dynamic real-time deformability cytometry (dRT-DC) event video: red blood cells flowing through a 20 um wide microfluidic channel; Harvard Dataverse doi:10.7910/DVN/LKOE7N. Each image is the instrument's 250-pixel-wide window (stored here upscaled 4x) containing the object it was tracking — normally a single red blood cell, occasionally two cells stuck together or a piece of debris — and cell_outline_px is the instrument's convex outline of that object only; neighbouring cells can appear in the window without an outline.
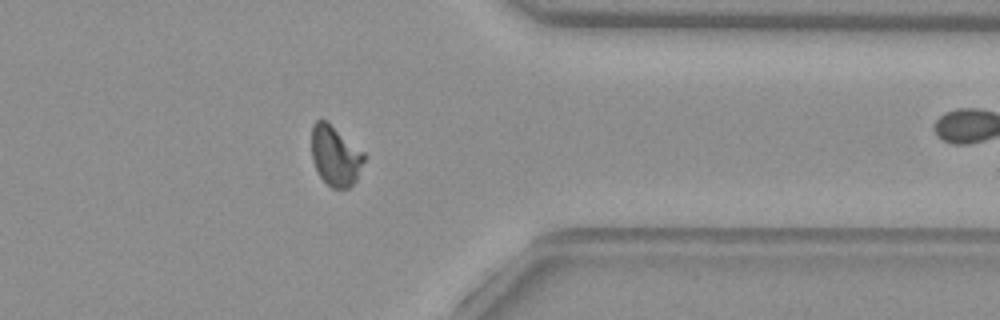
{"species": "common noctule bat (a hibernating species)", "species_latin": "Nyctalus noctula", "temperature_condition": "warm", "stored_images_in_passage": 40, "camera_frame_rate_fps": 3000, "um_per_image_px": 0.085, "animal": {"sex": "female", "body_mass_g": 29.2, "forearm_length_mm": 56.3}, "frame": {"image": 1, "passage_image": 29, "time_ms": 9.333, "image_size_px": [1000, 320], "cell_outline_px": [[364, 160], [356, 180], [348, 188], [332, 188], [320, 176], [312, 160], [312, 124], [316, 120], [324, 120], [364, 152]], "centroid_in_image_um": [28.49, 13.25], "position_along_channel_um": 382.9, "area_um2": 17.92}, "authors_computed_cell_mechanics": {"area_um2": 19.1029, "velocity_mm_per_s": 4.0001, "shape_relaxation_time_tau1_ms": 8.6033, "shape_relaxation_time_tau2_ms": 0.6847, "deformation_change_tau1": 0.1806, "deformation_change_tau2": 0.0463}}